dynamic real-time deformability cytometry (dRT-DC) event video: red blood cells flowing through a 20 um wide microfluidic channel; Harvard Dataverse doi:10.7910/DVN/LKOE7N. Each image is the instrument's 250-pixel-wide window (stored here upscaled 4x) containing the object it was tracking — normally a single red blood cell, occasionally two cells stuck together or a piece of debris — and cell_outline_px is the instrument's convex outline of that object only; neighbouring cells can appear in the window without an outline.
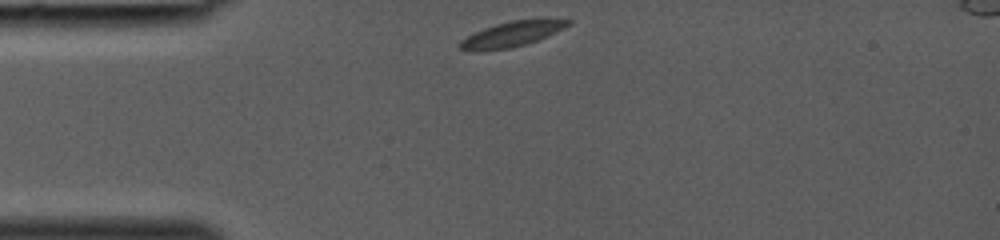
{"species": "common noctule bat (a hibernating species)", "species_latin": "Nyctalus noctula", "temperature_condition": "room temperature", "stored_images_in_passage": 27, "camera_frame_rate_fps": 3000, "um_per_image_px": 0.085, "animal": {"sex": "female", "body_mass_g": 19.0, "forearm_length_mm": 53.3}, "frame": {"image": 1, "passage_image": 1, "time_ms": 0.0, "image_size_px": [1000, 240], "cell_outline_px": [[572, 24], [548, 36], [512, 48], [460, 48], [460, 40], [484, 28], [496, 24], [512, 20], [540, 16], [548, 16], [572, 20]], "centroid_in_image_um": [43.76, 2.78], "position_along_channel_um": 41.2, "area_um2": 15.78}}
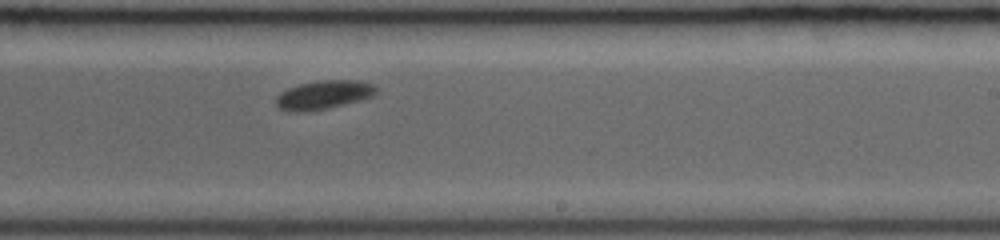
{"frame": {"image": 2, "passage_image": 16, "time_ms": 5.0, "image_size_px": [1000, 240], "cell_outline_px": [[376, 92], [372, 96], [328, 108], [304, 112], [288, 112], [280, 108], [276, 104], [276, 96], [280, 92], [288, 88], [300, 84], [320, 80], [360, 80], [372, 84], [376, 88]], "centroid_in_image_um": [27.46, 8.06], "position_along_channel_um": 261.5, "area_um2": 16.65}}
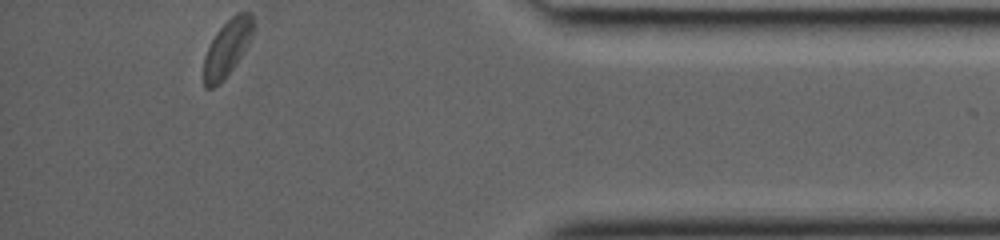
{"frame": {"image": 3, "passage_image": 27, "time_ms": 8.667, "image_size_px": [1000, 240], "cell_outline_px": [[252, 32], [244, 48], [232, 68], [224, 80], [212, 88], [204, 88], [204, 56], [216, 32], [236, 12], [248, 12], [252, 16]], "centroid_in_image_um": [19.25, 4.1], "position_along_channel_um": 415.9, "area_um2": 15.55}}